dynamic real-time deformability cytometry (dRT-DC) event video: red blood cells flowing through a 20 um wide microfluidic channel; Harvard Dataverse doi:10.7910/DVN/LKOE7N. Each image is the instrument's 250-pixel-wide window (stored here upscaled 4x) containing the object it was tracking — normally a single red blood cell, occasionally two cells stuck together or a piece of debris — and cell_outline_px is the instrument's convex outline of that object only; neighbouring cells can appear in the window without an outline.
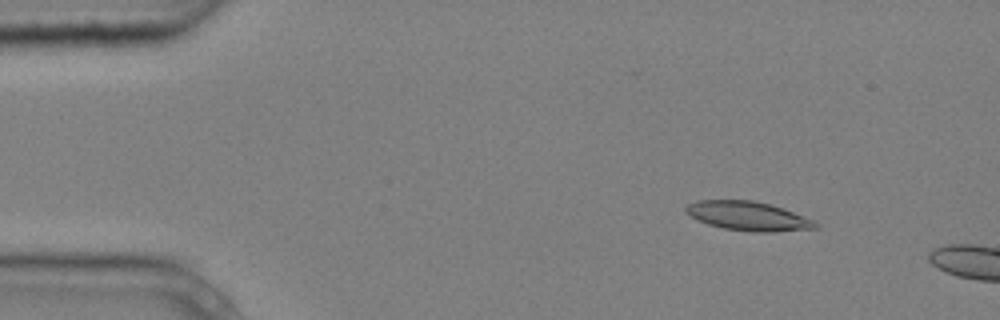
{"species": "common noctule bat (a hibernating species)", "species_latin": "Nyctalus noctula", "temperature_condition": "cold", "stored_images_in_passage": 2, "camera_frame_rate_fps": 3000, "um_per_image_px": 0.085, "animal": {"sex": "male", "body_mass_g": 20.4}, "frame": {"image": 1, "passage_image": 1, "time_ms": 0.0, "image_size_px": [1000, 320], "cell_outline_px": [[820, 228], [772, 232], [752, 232], [724, 228], [708, 224], [684, 212], [684, 208], [688, 204], [696, 200], [752, 200], [772, 204], [784, 208], [816, 220], [820, 224]], "centroid_in_image_um": [63.67, 18.36], "position_along_channel_um": 21.3, "area_um2": 22.25}}